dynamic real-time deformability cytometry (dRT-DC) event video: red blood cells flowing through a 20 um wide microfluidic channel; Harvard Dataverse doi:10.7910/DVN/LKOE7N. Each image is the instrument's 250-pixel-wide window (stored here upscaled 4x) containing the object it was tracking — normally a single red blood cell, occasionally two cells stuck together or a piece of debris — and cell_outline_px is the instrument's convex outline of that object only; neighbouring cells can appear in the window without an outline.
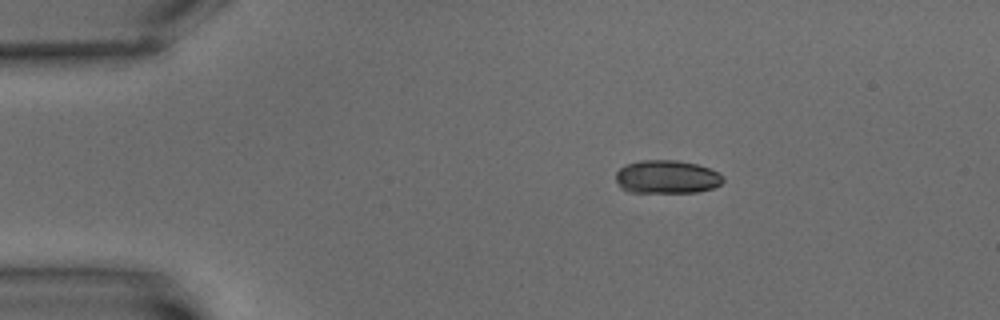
{"species": "common noctule bat (a hibernating species)", "species_latin": "Nyctalus noctula", "temperature_condition": "warm", "stored_images_in_passage": 4, "camera_frame_rate_fps": 3000, "um_per_image_px": 0.085, "animal": {"sex": "male", "body_mass_g": 15.6}, "frame": {"image": 1, "passage_image": 2, "time_ms": 1.0, "image_size_px": [1000, 320], "cell_outline_px": [[724, 180], [720, 184], [712, 188], [696, 192], [628, 192], [620, 188], [616, 180], [616, 172], [624, 164], [640, 160], [676, 160], [696, 164], [720, 172], [724, 176]], "centroid_in_image_um": [56.66, 15.03], "position_along_channel_um": 28.3, "area_um2": 20.98}}